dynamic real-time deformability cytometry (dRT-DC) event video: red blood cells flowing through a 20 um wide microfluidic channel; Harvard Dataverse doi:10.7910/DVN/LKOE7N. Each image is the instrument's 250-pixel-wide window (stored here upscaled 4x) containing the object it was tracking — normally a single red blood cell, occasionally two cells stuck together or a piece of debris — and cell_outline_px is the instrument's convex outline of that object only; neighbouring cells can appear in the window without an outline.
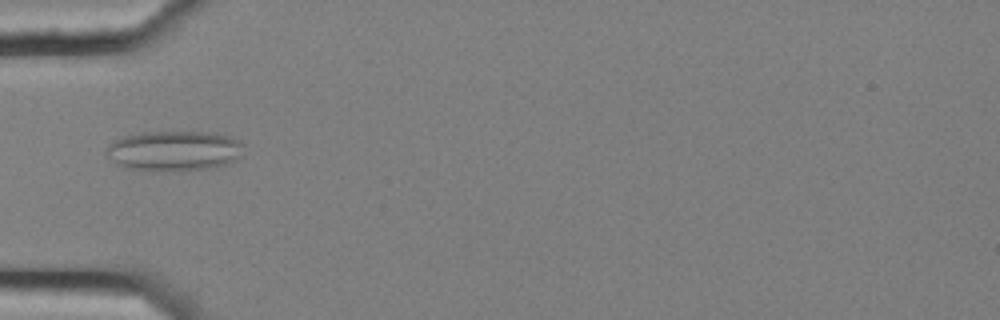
{"species": "common noctule bat (a hibernating species)", "species_latin": "Nyctalus noctula", "temperature_condition": "cold", "stored_images_in_passage": 6, "camera_frame_rate_fps": 3000, "um_per_image_px": 0.085, "animal": {"sex": "female", "body_mass_g": 25.1}, "frame": {"image": 1, "passage_image": 1, "time_ms": 0.0, "image_size_px": [1000, 320], "cell_outline_px": [[244, 144], [240, 156], [236, 160], [212, 168], [180, 172], [152, 172], [124, 168], [116, 164], [104, 152], [104, 148], [108, 144], [124, 136], [140, 132], [208, 132], [232, 136], [240, 140]], "centroid_in_image_um": [14.77, 12.85], "position_along_channel_um": 70.2, "area_um2": 33.06}}